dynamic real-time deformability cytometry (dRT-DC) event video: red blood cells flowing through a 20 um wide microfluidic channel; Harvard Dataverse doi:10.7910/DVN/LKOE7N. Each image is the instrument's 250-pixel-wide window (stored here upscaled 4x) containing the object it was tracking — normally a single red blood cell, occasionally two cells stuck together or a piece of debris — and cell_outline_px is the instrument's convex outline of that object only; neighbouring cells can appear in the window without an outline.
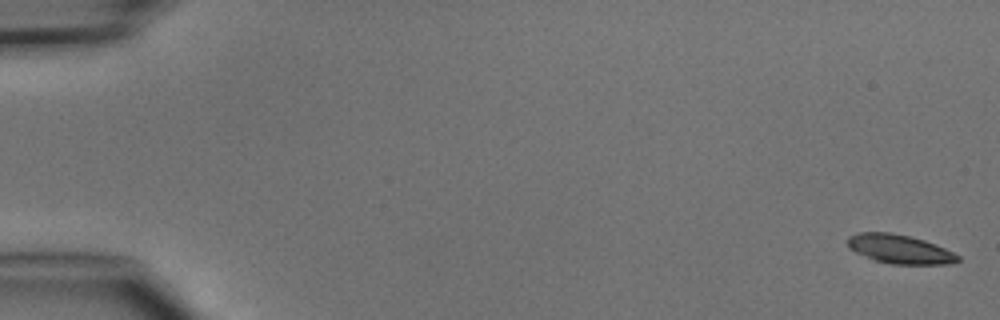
{"species": "common noctule bat (a hibernating species)", "species_latin": "Nyctalus noctula", "temperature_condition": "cold", "stored_images_in_passage": 49, "camera_frame_rate_fps": 3000, "um_per_image_px": 0.085, "animal": {"sex": "male", "body_mass_g": 15.6}, "frame": {"image": 1, "passage_image": 1, "time_ms": 0.0, "image_size_px": [1000, 320], "cell_outline_px": [[960, 260], [948, 264], [892, 264], [876, 260], [856, 252], [848, 248], [848, 236], [860, 232], [888, 232], [908, 236], [924, 240], [936, 244], [960, 256]], "centroid_in_image_um": [76.47, 21.17], "position_along_channel_um": 8.5, "area_um2": 18.38}}
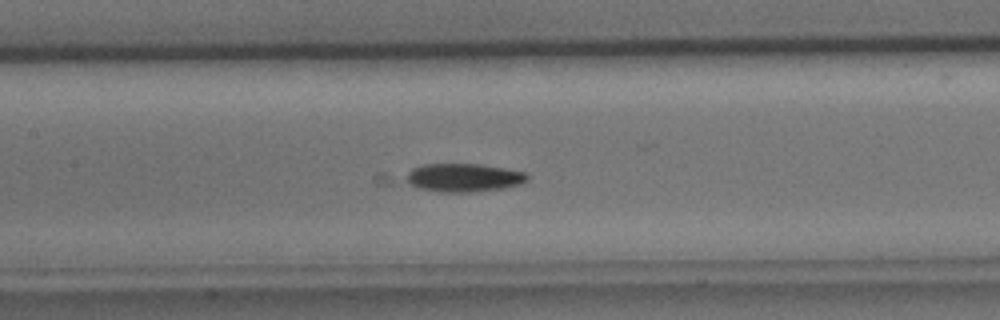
{"frame": {"image": 2, "passage_image": 23, "time_ms": 7.333, "image_size_px": [1000, 320], "cell_outline_px": [[528, 180], [520, 184], [504, 188], [468, 192], [440, 192], [376, 184], [372, 180], [372, 176], [376, 172], [424, 164], [480, 164], [504, 168], [524, 172], [528, 176]], "centroid_in_image_um": [38.32, 15.1], "position_along_channel_um": 169.1, "area_um2": 24.45}}
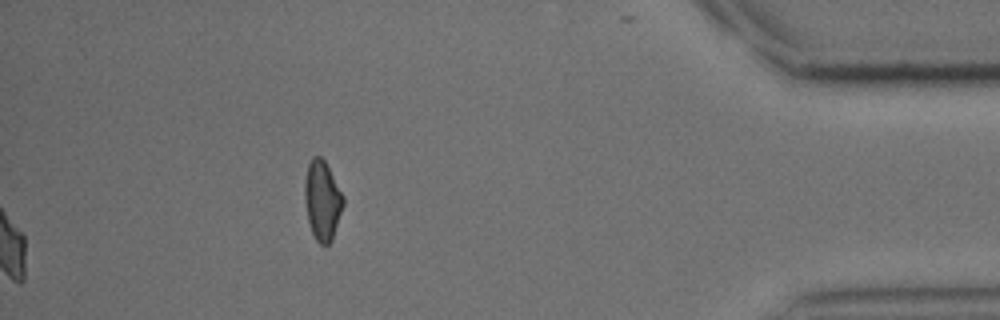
{"frame": {"image": 3, "passage_image": 49, "time_ms": 16.0, "image_size_px": [1000, 320], "cell_outline_px": [[344, 204], [332, 240], [328, 244], [320, 244], [316, 240], [312, 232], [308, 220], [304, 200], [304, 180], [308, 164], [312, 156], [320, 156], [324, 160], [344, 196]], "centroid_in_image_um": [27.39, 17.02], "position_along_channel_um": 407.8, "area_um2": 17.86}}